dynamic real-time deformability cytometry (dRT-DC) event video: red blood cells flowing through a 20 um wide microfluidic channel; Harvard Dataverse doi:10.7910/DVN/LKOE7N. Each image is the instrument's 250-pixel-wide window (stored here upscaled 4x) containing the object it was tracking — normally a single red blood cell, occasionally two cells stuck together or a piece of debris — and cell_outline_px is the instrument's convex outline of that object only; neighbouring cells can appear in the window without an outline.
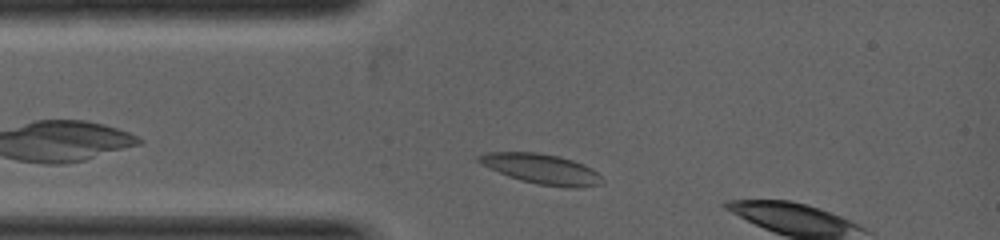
{"species": "common noctule bat (a hibernating species)", "species_latin": "Nyctalus noctula", "temperature_condition": "warm", "stored_images_in_passage": 2, "camera_frame_rate_fps": 5000, "um_per_image_px": 0.085, "animal": {"sex": "female", "body_mass_g": 19.0, "forearm_length_mm": 53.3}, "frame": {"image": 1, "passage_image": 1, "time_ms": 0.0, "image_size_px": [1000, 240], "cell_outline_px": [[604, 180], [600, 184], [584, 188], [568, 188], [536, 184], [520, 180], [508, 176], [480, 164], [476, 160], [476, 156], [488, 152], [536, 152], [556, 156], [572, 160], [584, 164], [592, 168]], "centroid_in_image_um": [46.02, 14.37], "position_along_channel_um": 39.0, "area_um2": 21.73}}